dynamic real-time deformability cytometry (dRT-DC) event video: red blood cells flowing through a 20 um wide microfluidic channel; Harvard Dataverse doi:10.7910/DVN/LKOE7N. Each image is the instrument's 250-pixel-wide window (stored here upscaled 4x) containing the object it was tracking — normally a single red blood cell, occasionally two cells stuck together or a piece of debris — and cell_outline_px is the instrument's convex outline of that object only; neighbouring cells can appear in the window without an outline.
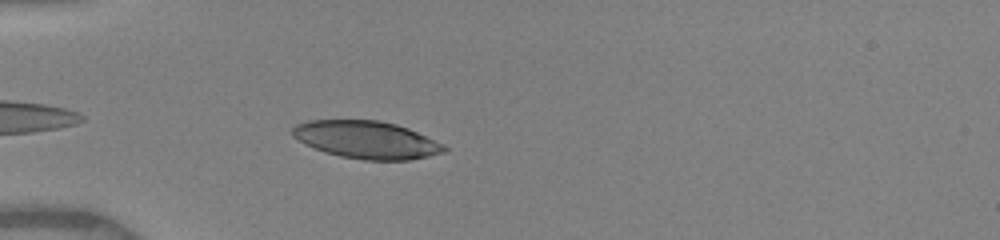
{"species": "human", "species_latin": "Homo sapiens", "temperature_condition": "warm", "stored_images_in_passage": 6, "camera_frame_rate_fps": 3000, "um_per_image_px": 0.085, "donor": {"sex": "female"}, "frame": {"image": 1, "passage_image": 6, "time_ms": 4.333, "image_size_px": [1000, 240], "cell_outline_px": [[448, 152], [408, 160], [364, 160], [340, 156], [324, 152], [304, 144], [292, 136], [292, 128], [296, 124], [308, 120], [380, 120], [396, 124], [408, 128], [444, 144], [448, 148]], "centroid_in_image_um": [31.16, 11.88], "position_along_channel_um": 53.8, "area_um2": 33.41}}